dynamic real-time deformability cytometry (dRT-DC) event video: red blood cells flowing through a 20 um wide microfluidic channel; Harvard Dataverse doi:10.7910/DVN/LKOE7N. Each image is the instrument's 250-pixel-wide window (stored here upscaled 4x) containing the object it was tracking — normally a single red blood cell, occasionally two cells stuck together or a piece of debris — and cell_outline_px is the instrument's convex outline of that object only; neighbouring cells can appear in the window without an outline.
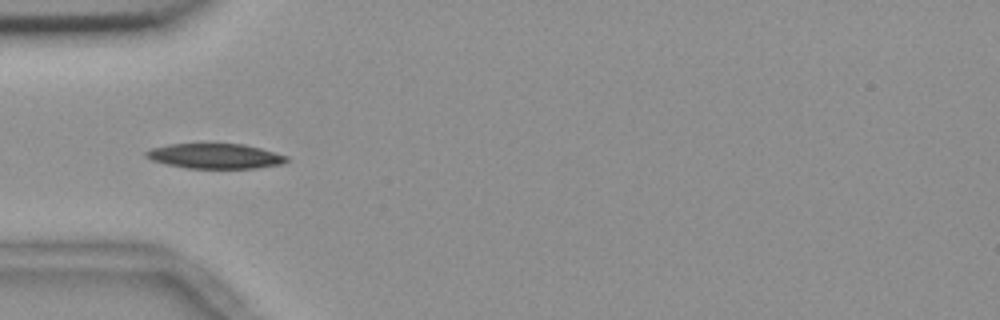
{"species": "common noctule bat (a hibernating species)", "species_latin": "Nyctalus noctula", "temperature_condition": "room temperature", "stored_images_in_passage": 10, "camera_frame_rate_fps": 3000, "um_per_image_px": 0.085, "animal": {"sex": "female", "body_mass_g": 18.4}, "frame": {"image": 1, "passage_image": 4, "time_ms": 1.0, "image_size_px": [1000, 320], "cell_outline_px": [[288, 160], [280, 164], [256, 168], [188, 168], [168, 164], [152, 160], [144, 156], [144, 152], [152, 148], [168, 144], [244, 144], [260, 148], [288, 156]], "centroid_in_image_um": [18.27, 13.26], "position_along_channel_um": 66.7, "area_um2": 20.29}}